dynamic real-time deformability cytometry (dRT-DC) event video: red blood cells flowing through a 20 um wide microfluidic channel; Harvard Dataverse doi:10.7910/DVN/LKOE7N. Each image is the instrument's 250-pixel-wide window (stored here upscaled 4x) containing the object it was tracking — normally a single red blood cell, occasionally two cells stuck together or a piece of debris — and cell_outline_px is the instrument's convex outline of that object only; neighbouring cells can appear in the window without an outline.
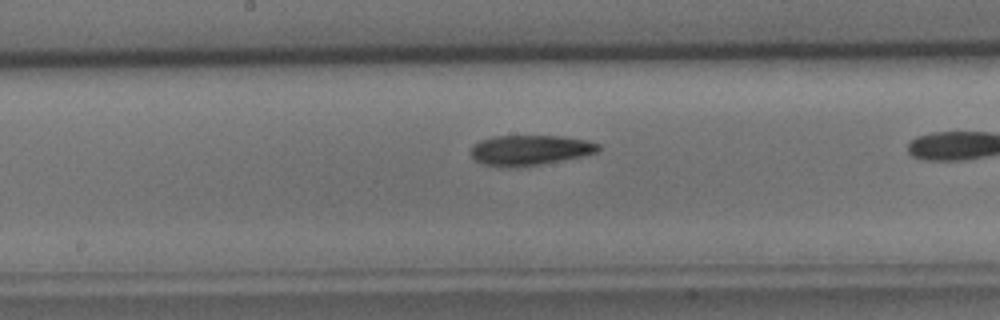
{"species": "common noctule bat (a hibernating species)", "species_latin": "Nyctalus noctula", "temperature_condition": "cold", "stored_images_in_passage": 28, "camera_frame_rate_fps": 3000, "um_per_image_px": 0.085, "animal": {"sex": "male", "body_mass_g": 15.6}, "frame": {"image": 1, "passage_image": 16, "time_ms": 5.0, "image_size_px": [1000, 320], "cell_outline_px": [[600, 148], [596, 152], [584, 156], [540, 164], [512, 168], [504, 168], [480, 164], [472, 156], [472, 148], [480, 140], [492, 136], [564, 136], [588, 140], [600, 144]], "centroid_in_image_um": [45.05, 12.77], "position_along_channel_um": 203.1, "area_um2": 22.6}}